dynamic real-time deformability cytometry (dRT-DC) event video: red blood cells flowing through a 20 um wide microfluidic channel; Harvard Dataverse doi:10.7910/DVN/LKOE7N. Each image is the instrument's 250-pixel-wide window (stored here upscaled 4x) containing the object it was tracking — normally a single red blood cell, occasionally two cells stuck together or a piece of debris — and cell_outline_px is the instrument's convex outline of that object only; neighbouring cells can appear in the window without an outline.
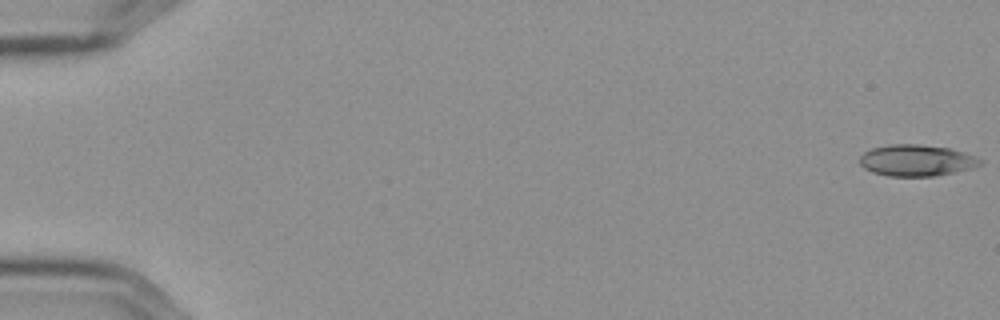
{"species": "Egyptian fruit bat (a non-hibernating species)", "species_latin": "Rousettus aegyptiacus", "temperature_condition": "cold", "stored_images_in_passage": 57, "camera_frame_rate_fps": 3000, "um_per_image_px": 0.085, "frame": {"image": 1, "passage_image": 1, "time_ms": 0.0, "image_size_px": [1000, 320], "cell_outline_px": [[984, 164], [972, 168], [936, 176], [888, 176], [872, 172], [864, 168], [860, 164], [860, 156], [864, 152], [872, 148], [892, 144], [916, 144], [948, 148], [984, 160]], "centroid_in_image_um": [77.89, 13.64], "position_along_channel_um": 7.1, "area_um2": 21.91}}
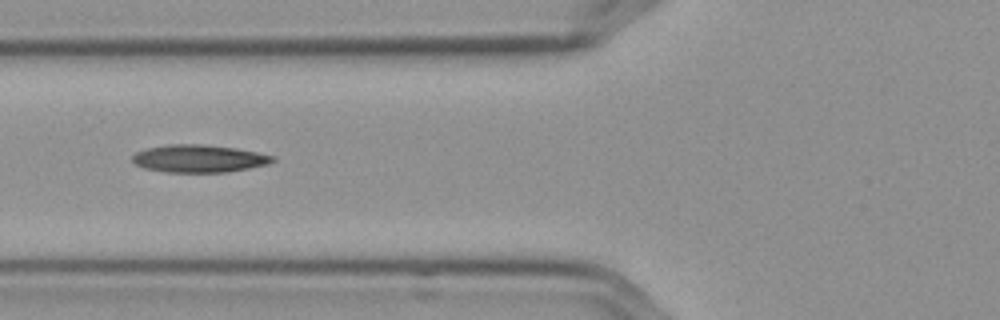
{"frame": {"image": 2, "passage_image": 23, "time_ms": 7.333, "image_size_px": [1000, 320], "cell_outline_px": [[276, 160], [268, 164], [248, 168], [224, 172], [168, 172], [144, 168], [136, 164], [132, 160], [132, 156], [136, 152], [144, 148], [168, 144], [208, 144], [236, 148], [276, 156]], "centroid_in_image_um": [16.91, 13.46], "position_along_channel_um": 108.9, "area_um2": 22.66}}
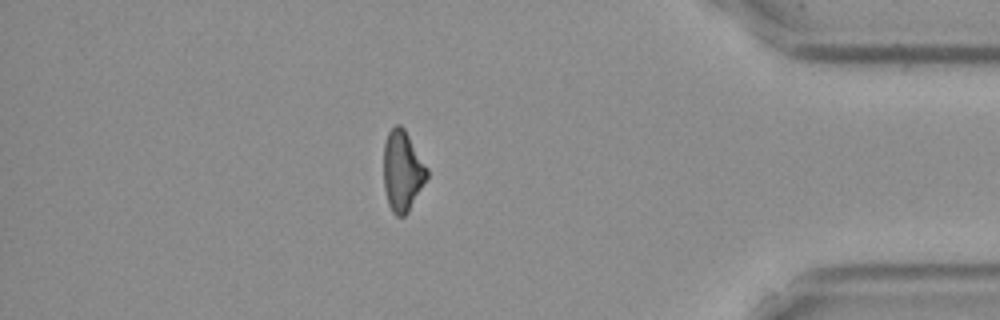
{"frame": {"image": 3, "passage_image": 50, "time_ms": 16.333, "image_size_px": [1000, 320], "cell_outline_px": [[428, 176], [408, 212], [404, 216], [396, 216], [392, 212], [388, 204], [384, 188], [384, 144], [388, 132], [396, 124], [400, 124], [404, 128], [428, 168]], "centroid_in_image_um": [34.2, 14.53], "position_along_channel_um": 401.0, "area_um2": 20.29}}